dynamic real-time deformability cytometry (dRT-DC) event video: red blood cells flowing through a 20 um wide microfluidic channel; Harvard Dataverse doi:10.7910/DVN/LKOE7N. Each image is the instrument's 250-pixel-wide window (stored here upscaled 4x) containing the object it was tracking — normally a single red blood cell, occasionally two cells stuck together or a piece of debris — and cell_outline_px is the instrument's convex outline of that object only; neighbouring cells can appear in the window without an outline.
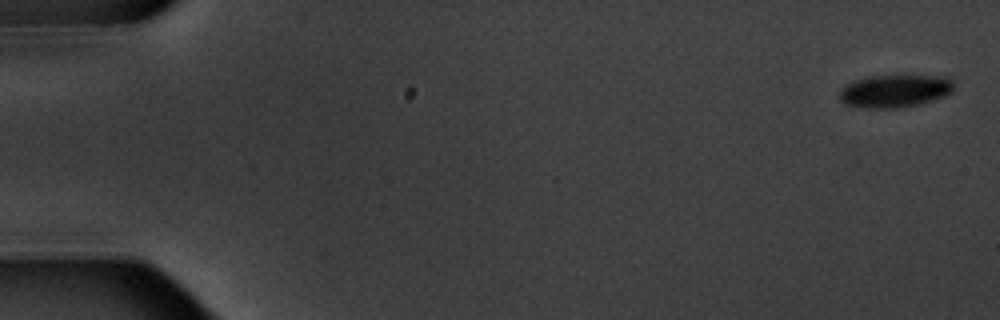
{"species": "common noctule bat (a hibernating species)", "species_latin": "Nyctalus noctula", "temperature_condition": "warm", "stored_images_in_passage": 9, "camera_frame_rate_fps": 3000, "um_per_image_px": 0.085, "animal": {"sex": "male", "body_mass_g": 20.1, "forearm_length_mm": 53.5}, "frame": {"image": 1, "passage_image": 1, "time_ms": 0.0, "image_size_px": [1000, 320], "cell_outline_px": [[952, 92], [944, 96], [920, 104], [900, 108], [860, 108], [844, 104], [840, 100], [840, 92], [852, 80], [868, 76], [948, 76], [952, 80]], "centroid_in_image_um": [76.04, 7.74], "position_along_channel_um": 9.0, "area_um2": 21.85}}
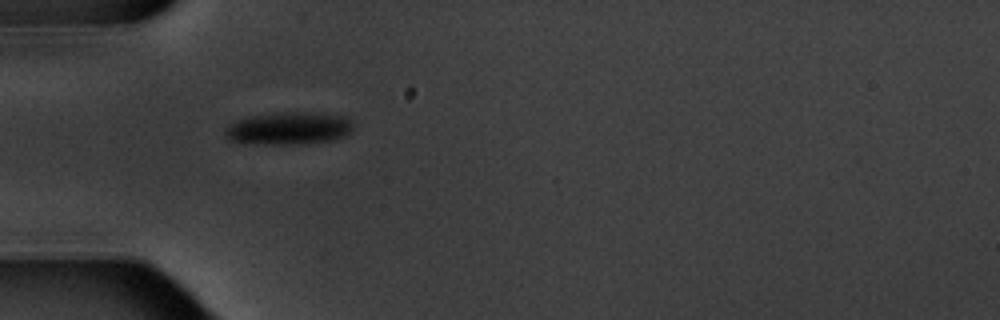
{"frame": {"image": 2, "passage_image": 6, "time_ms": 5.667, "image_size_px": [1000, 320], "cell_outline_px": [[352, 132], [336, 140], [304, 144], [264, 144], [228, 140], [224, 136], [224, 128], [228, 124], [236, 120], [252, 116], [300, 112], [340, 116], [348, 120], [352, 124]], "centroid_in_image_um": [24.51, 10.94], "position_along_channel_um": 60.5, "area_um2": 23.93}}
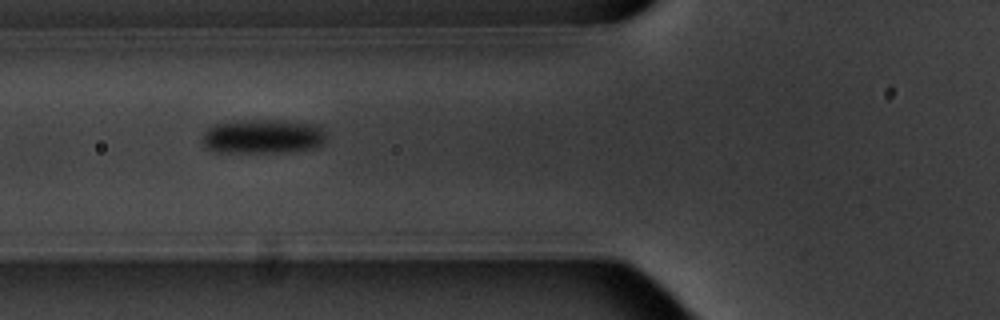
{"frame": {"image": 3, "passage_image": 7, "time_ms": 7.0, "image_size_px": [1000, 320], "cell_outline_px": [[324, 140], [316, 148], [284, 152], [212, 152], [200, 140], [204, 132], [208, 128], [216, 124], [244, 120], [284, 120], [316, 124], [324, 132]], "centroid_in_image_um": [22.31, 11.6], "position_along_channel_um": 103.5, "area_um2": 24.8}}